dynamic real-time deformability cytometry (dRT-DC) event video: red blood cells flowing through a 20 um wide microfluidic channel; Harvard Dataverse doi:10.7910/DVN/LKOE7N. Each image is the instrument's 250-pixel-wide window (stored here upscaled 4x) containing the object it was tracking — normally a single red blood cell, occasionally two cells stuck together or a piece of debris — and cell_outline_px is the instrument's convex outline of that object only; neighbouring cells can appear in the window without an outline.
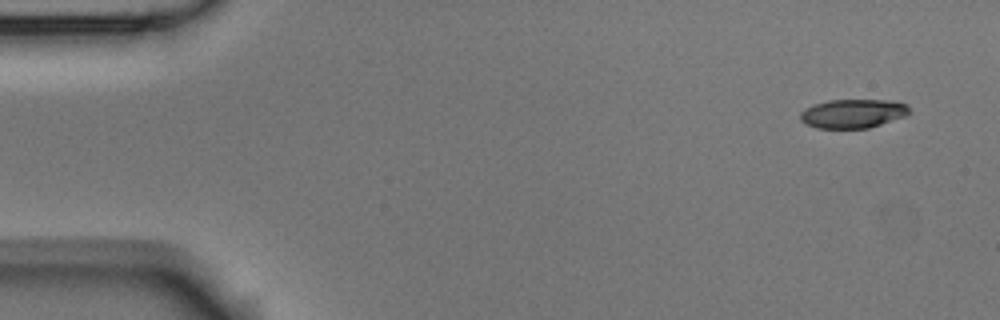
{"species": "Egyptian fruit bat (a non-hibernating species)", "species_latin": "Rousettus aegyptiacus", "temperature_condition": "room temperature", "stored_images_in_passage": 5, "camera_frame_rate_fps": 3000, "um_per_image_px": 0.085, "animal": {"sex": "male"}, "frame": {"image": 1, "passage_image": 1, "time_ms": 0.0, "image_size_px": [1000, 320], "cell_outline_px": [[912, 112], [908, 116], [868, 128], [816, 128], [804, 124], [800, 120], [800, 112], [816, 104], [828, 100], [892, 100], [904, 104]], "centroid_in_image_um": [72.52, 9.66], "position_along_channel_um": 12.5, "area_um2": 18.44}}